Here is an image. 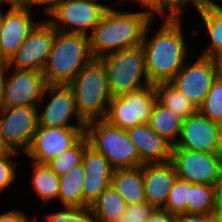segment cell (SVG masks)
<instances>
[{
    "label": "cell",
    "mask_w": 222,
    "mask_h": 222,
    "mask_svg": "<svg viewBox=\"0 0 222 222\" xmlns=\"http://www.w3.org/2000/svg\"><path fill=\"white\" fill-rule=\"evenodd\" d=\"M216 214H222V171L213 183Z\"/></svg>",
    "instance_id": "40"
},
{
    "label": "cell",
    "mask_w": 222,
    "mask_h": 222,
    "mask_svg": "<svg viewBox=\"0 0 222 222\" xmlns=\"http://www.w3.org/2000/svg\"><path fill=\"white\" fill-rule=\"evenodd\" d=\"M214 222H222V218L219 216Z\"/></svg>",
    "instance_id": "51"
},
{
    "label": "cell",
    "mask_w": 222,
    "mask_h": 222,
    "mask_svg": "<svg viewBox=\"0 0 222 222\" xmlns=\"http://www.w3.org/2000/svg\"><path fill=\"white\" fill-rule=\"evenodd\" d=\"M99 59L104 64L107 84L112 97L151 85L141 45L112 52Z\"/></svg>",
    "instance_id": "6"
},
{
    "label": "cell",
    "mask_w": 222,
    "mask_h": 222,
    "mask_svg": "<svg viewBox=\"0 0 222 222\" xmlns=\"http://www.w3.org/2000/svg\"><path fill=\"white\" fill-rule=\"evenodd\" d=\"M157 102L172 110L182 120L192 116L198 109L170 82L154 84Z\"/></svg>",
    "instance_id": "24"
},
{
    "label": "cell",
    "mask_w": 222,
    "mask_h": 222,
    "mask_svg": "<svg viewBox=\"0 0 222 222\" xmlns=\"http://www.w3.org/2000/svg\"><path fill=\"white\" fill-rule=\"evenodd\" d=\"M173 147L191 151L219 152L218 123L211 121L197 110L192 116L183 120L179 140Z\"/></svg>",
    "instance_id": "16"
},
{
    "label": "cell",
    "mask_w": 222,
    "mask_h": 222,
    "mask_svg": "<svg viewBox=\"0 0 222 222\" xmlns=\"http://www.w3.org/2000/svg\"><path fill=\"white\" fill-rule=\"evenodd\" d=\"M84 135L89 147L104 155L114 170L142 165L137 148L129 139L126 130L111 124L106 119L87 122Z\"/></svg>",
    "instance_id": "5"
},
{
    "label": "cell",
    "mask_w": 222,
    "mask_h": 222,
    "mask_svg": "<svg viewBox=\"0 0 222 222\" xmlns=\"http://www.w3.org/2000/svg\"><path fill=\"white\" fill-rule=\"evenodd\" d=\"M171 162L179 178L194 184L213 185L222 171L220 152L191 151L173 147Z\"/></svg>",
    "instance_id": "9"
},
{
    "label": "cell",
    "mask_w": 222,
    "mask_h": 222,
    "mask_svg": "<svg viewBox=\"0 0 222 222\" xmlns=\"http://www.w3.org/2000/svg\"><path fill=\"white\" fill-rule=\"evenodd\" d=\"M85 127L37 126L33 141L24 153L32 162L46 164L74 146L83 136Z\"/></svg>",
    "instance_id": "13"
},
{
    "label": "cell",
    "mask_w": 222,
    "mask_h": 222,
    "mask_svg": "<svg viewBox=\"0 0 222 222\" xmlns=\"http://www.w3.org/2000/svg\"><path fill=\"white\" fill-rule=\"evenodd\" d=\"M155 207L149 204L147 201L127 205L124 215H128L129 218L134 219H147L154 211Z\"/></svg>",
    "instance_id": "35"
},
{
    "label": "cell",
    "mask_w": 222,
    "mask_h": 222,
    "mask_svg": "<svg viewBox=\"0 0 222 222\" xmlns=\"http://www.w3.org/2000/svg\"><path fill=\"white\" fill-rule=\"evenodd\" d=\"M82 164L71 168L59 176V193L57 200L63 207H82V186L84 181Z\"/></svg>",
    "instance_id": "25"
},
{
    "label": "cell",
    "mask_w": 222,
    "mask_h": 222,
    "mask_svg": "<svg viewBox=\"0 0 222 222\" xmlns=\"http://www.w3.org/2000/svg\"><path fill=\"white\" fill-rule=\"evenodd\" d=\"M197 11L210 38L209 46H206L203 52L199 54L205 57H211L222 51V16L212 7L202 8Z\"/></svg>",
    "instance_id": "27"
},
{
    "label": "cell",
    "mask_w": 222,
    "mask_h": 222,
    "mask_svg": "<svg viewBox=\"0 0 222 222\" xmlns=\"http://www.w3.org/2000/svg\"><path fill=\"white\" fill-rule=\"evenodd\" d=\"M186 213H216L213 185L190 183Z\"/></svg>",
    "instance_id": "28"
},
{
    "label": "cell",
    "mask_w": 222,
    "mask_h": 222,
    "mask_svg": "<svg viewBox=\"0 0 222 222\" xmlns=\"http://www.w3.org/2000/svg\"><path fill=\"white\" fill-rule=\"evenodd\" d=\"M37 111V107L27 106L0 111V136L10 150L21 154L28 150L38 126Z\"/></svg>",
    "instance_id": "12"
},
{
    "label": "cell",
    "mask_w": 222,
    "mask_h": 222,
    "mask_svg": "<svg viewBox=\"0 0 222 222\" xmlns=\"http://www.w3.org/2000/svg\"><path fill=\"white\" fill-rule=\"evenodd\" d=\"M192 62L185 63L170 83L198 109L217 77L210 57L198 55Z\"/></svg>",
    "instance_id": "15"
},
{
    "label": "cell",
    "mask_w": 222,
    "mask_h": 222,
    "mask_svg": "<svg viewBox=\"0 0 222 222\" xmlns=\"http://www.w3.org/2000/svg\"><path fill=\"white\" fill-rule=\"evenodd\" d=\"M182 122L176 113L156 101L148 125L175 146L180 137Z\"/></svg>",
    "instance_id": "23"
},
{
    "label": "cell",
    "mask_w": 222,
    "mask_h": 222,
    "mask_svg": "<svg viewBox=\"0 0 222 222\" xmlns=\"http://www.w3.org/2000/svg\"><path fill=\"white\" fill-rule=\"evenodd\" d=\"M141 168L146 201L162 208L178 178L172 162L142 164Z\"/></svg>",
    "instance_id": "20"
},
{
    "label": "cell",
    "mask_w": 222,
    "mask_h": 222,
    "mask_svg": "<svg viewBox=\"0 0 222 222\" xmlns=\"http://www.w3.org/2000/svg\"><path fill=\"white\" fill-rule=\"evenodd\" d=\"M188 0H157V16L184 15ZM168 12V13H167Z\"/></svg>",
    "instance_id": "34"
},
{
    "label": "cell",
    "mask_w": 222,
    "mask_h": 222,
    "mask_svg": "<svg viewBox=\"0 0 222 222\" xmlns=\"http://www.w3.org/2000/svg\"><path fill=\"white\" fill-rule=\"evenodd\" d=\"M67 86L73 94L76 111L85 123L105 119L112 96L99 58H92Z\"/></svg>",
    "instance_id": "3"
},
{
    "label": "cell",
    "mask_w": 222,
    "mask_h": 222,
    "mask_svg": "<svg viewBox=\"0 0 222 222\" xmlns=\"http://www.w3.org/2000/svg\"><path fill=\"white\" fill-rule=\"evenodd\" d=\"M219 125V137H220V154L222 155V122L218 123Z\"/></svg>",
    "instance_id": "50"
},
{
    "label": "cell",
    "mask_w": 222,
    "mask_h": 222,
    "mask_svg": "<svg viewBox=\"0 0 222 222\" xmlns=\"http://www.w3.org/2000/svg\"><path fill=\"white\" fill-rule=\"evenodd\" d=\"M4 14V10L2 9V7H0V36L3 27Z\"/></svg>",
    "instance_id": "49"
},
{
    "label": "cell",
    "mask_w": 222,
    "mask_h": 222,
    "mask_svg": "<svg viewBox=\"0 0 222 222\" xmlns=\"http://www.w3.org/2000/svg\"><path fill=\"white\" fill-rule=\"evenodd\" d=\"M92 58L89 36L56 30L42 74L47 84L68 85Z\"/></svg>",
    "instance_id": "4"
},
{
    "label": "cell",
    "mask_w": 222,
    "mask_h": 222,
    "mask_svg": "<svg viewBox=\"0 0 222 222\" xmlns=\"http://www.w3.org/2000/svg\"><path fill=\"white\" fill-rule=\"evenodd\" d=\"M7 75L9 76L6 78L3 95L4 107H37L48 85L42 72L7 67Z\"/></svg>",
    "instance_id": "14"
},
{
    "label": "cell",
    "mask_w": 222,
    "mask_h": 222,
    "mask_svg": "<svg viewBox=\"0 0 222 222\" xmlns=\"http://www.w3.org/2000/svg\"><path fill=\"white\" fill-rule=\"evenodd\" d=\"M113 222H145V219H134V218H129L128 215H123L122 217H119L117 220Z\"/></svg>",
    "instance_id": "46"
},
{
    "label": "cell",
    "mask_w": 222,
    "mask_h": 222,
    "mask_svg": "<svg viewBox=\"0 0 222 222\" xmlns=\"http://www.w3.org/2000/svg\"><path fill=\"white\" fill-rule=\"evenodd\" d=\"M136 1V3H139L142 7L147 8L151 10L156 16H157V0H131Z\"/></svg>",
    "instance_id": "44"
},
{
    "label": "cell",
    "mask_w": 222,
    "mask_h": 222,
    "mask_svg": "<svg viewBox=\"0 0 222 222\" xmlns=\"http://www.w3.org/2000/svg\"><path fill=\"white\" fill-rule=\"evenodd\" d=\"M210 58L214 64L216 77L222 79V51L212 55Z\"/></svg>",
    "instance_id": "42"
},
{
    "label": "cell",
    "mask_w": 222,
    "mask_h": 222,
    "mask_svg": "<svg viewBox=\"0 0 222 222\" xmlns=\"http://www.w3.org/2000/svg\"><path fill=\"white\" fill-rule=\"evenodd\" d=\"M6 77H7V64L6 62H0V111L4 108L3 95H4Z\"/></svg>",
    "instance_id": "41"
},
{
    "label": "cell",
    "mask_w": 222,
    "mask_h": 222,
    "mask_svg": "<svg viewBox=\"0 0 222 222\" xmlns=\"http://www.w3.org/2000/svg\"><path fill=\"white\" fill-rule=\"evenodd\" d=\"M32 14L35 16L22 7L8 8L5 12L0 36V62H7L39 23L34 22Z\"/></svg>",
    "instance_id": "17"
},
{
    "label": "cell",
    "mask_w": 222,
    "mask_h": 222,
    "mask_svg": "<svg viewBox=\"0 0 222 222\" xmlns=\"http://www.w3.org/2000/svg\"><path fill=\"white\" fill-rule=\"evenodd\" d=\"M157 16L149 9L126 12L109 7L89 35L93 58L140 46L146 27Z\"/></svg>",
    "instance_id": "2"
},
{
    "label": "cell",
    "mask_w": 222,
    "mask_h": 222,
    "mask_svg": "<svg viewBox=\"0 0 222 222\" xmlns=\"http://www.w3.org/2000/svg\"><path fill=\"white\" fill-rule=\"evenodd\" d=\"M126 133L135 144L142 164L171 161L173 145L153 130L148 123L126 129Z\"/></svg>",
    "instance_id": "19"
},
{
    "label": "cell",
    "mask_w": 222,
    "mask_h": 222,
    "mask_svg": "<svg viewBox=\"0 0 222 222\" xmlns=\"http://www.w3.org/2000/svg\"><path fill=\"white\" fill-rule=\"evenodd\" d=\"M32 165V177L30 179L31 187L42 199V205H48L50 201L57 200L59 193V176H57L47 164L36 162Z\"/></svg>",
    "instance_id": "26"
},
{
    "label": "cell",
    "mask_w": 222,
    "mask_h": 222,
    "mask_svg": "<svg viewBox=\"0 0 222 222\" xmlns=\"http://www.w3.org/2000/svg\"><path fill=\"white\" fill-rule=\"evenodd\" d=\"M198 111L211 121L222 122V79L214 80Z\"/></svg>",
    "instance_id": "30"
},
{
    "label": "cell",
    "mask_w": 222,
    "mask_h": 222,
    "mask_svg": "<svg viewBox=\"0 0 222 222\" xmlns=\"http://www.w3.org/2000/svg\"><path fill=\"white\" fill-rule=\"evenodd\" d=\"M145 222H175V216L163 208H155Z\"/></svg>",
    "instance_id": "39"
},
{
    "label": "cell",
    "mask_w": 222,
    "mask_h": 222,
    "mask_svg": "<svg viewBox=\"0 0 222 222\" xmlns=\"http://www.w3.org/2000/svg\"><path fill=\"white\" fill-rule=\"evenodd\" d=\"M214 4H216V0H188L187 8L191 5L194 6L193 8H196V10H199L212 7Z\"/></svg>",
    "instance_id": "43"
},
{
    "label": "cell",
    "mask_w": 222,
    "mask_h": 222,
    "mask_svg": "<svg viewBox=\"0 0 222 222\" xmlns=\"http://www.w3.org/2000/svg\"><path fill=\"white\" fill-rule=\"evenodd\" d=\"M45 222H95V218L89 206L66 207L61 211L44 214Z\"/></svg>",
    "instance_id": "32"
},
{
    "label": "cell",
    "mask_w": 222,
    "mask_h": 222,
    "mask_svg": "<svg viewBox=\"0 0 222 222\" xmlns=\"http://www.w3.org/2000/svg\"><path fill=\"white\" fill-rule=\"evenodd\" d=\"M82 166L85 174L82 186V207H87L106 187L111 185L114 169L104 155L89 146L85 149Z\"/></svg>",
    "instance_id": "18"
},
{
    "label": "cell",
    "mask_w": 222,
    "mask_h": 222,
    "mask_svg": "<svg viewBox=\"0 0 222 222\" xmlns=\"http://www.w3.org/2000/svg\"><path fill=\"white\" fill-rule=\"evenodd\" d=\"M5 3L9 4L8 8H18L21 6V0H0V7L4 6Z\"/></svg>",
    "instance_id": "45"
},
{
    "label": "cell",
    "mask_w": 222,
    "mask_h": 222,
    "mask_svg": "<svg viewBox=\"0 0 222 222\" xmlns=\"http://www.w3.org/2000/svg\"><path fill=\"white\" fill-rule=\"evenodd\" d=\"M95 222H113L124 215L127 204L110 185L89 206Z\"/></svg>",
    "instance_id": "22"
},
{
    "label": "cell",
    "mask_w": 222,
    "mask_h": 222,
    "mask_svg": "<svg viewBox=\"0 0 222 222\" xmlns=\"http://www.w3.org/2000/svg\"><path fill=\"white\" fill-rule=\"evenodd\" d=\"M19 152L11 150L8 154L0 157V192L10 188L16 177V164H14L16 157L19 156Z\"/></svg>",
    "instance_id": "33"
},
{
    "label": "cell",
    "mask_w": 222,
    "mask_h": 222,
    "mask_svg": "<svg viewBox=\"0 0 222 222\" xmlns=\"http://www.w3.org/2000/svg\"><path fill=\"white\" fill-rule=\"evenodd\" d=\"M89 146L84 135L74 146L64 151L59 156L52 158L46 164L57 175L67 173L71 168L82 164L85 149Z\"/></svg>",
    "instance_id": "29"
},
{
    "label": "cell",
    "mask_w": 222,
    "mask_h": 222,
    "mask_svg": "<svg viewBox=\"0 0 222 222\" xmlns=\"http://www.w3.org/2000/svg\"><path fill=\"white\" fill-rule=\"evenodd\" d=\"M46 95H50L48 96L50 98L43 107ZM37 110L38 126L59 128L86 126L76 111L73 94L67 85L48 84ZM72 121L76 122L75 125L71 124Z\"/></svg>",
    "instance_id": "11"
},
{
    "label": "cell",
    "mask_w": 222,
    "mask_h": 222,
    "mask_svg": "<svg viewBox=\"0 0 222 222\" xmlns=\"http://www.w3.org/2000/svg\"><path fill=\"white\" fill-rule=\"evenodd\" d=\"M111 185L127 205L146 201L141 166L115 169L112 174Z\"/></svg>",
    "instance_id": "21"
},
{
    "label": "cell",
    "mask_w": 222,
    "mask_h": 222,
    "mask_svg": "<svg viewBox=\"0 0 222 222\" xmlns=\"http://www.w3.org/2000/svg\"><path fill=\"white\" fill-rule=\"evenodd\" d=\"M37 219V216L35 219H29L26 213L20 209L9 210L0 214V222H36Z\"/></svg>",
    "instance_id": "38"
},
{
    "label": "cell",
    "mask_w": 222,
    "mask_h": 222,
    "mask_svg": "<svg viewBox=\"0 0 222 222\" xmlns=\"http://www.w3.org/2000/svg\"><path fill=\"white\" fill-rule=\"evenodd\" d=\"M219 216L216 213H181L175 216V222H214Z\"/></svg>",
    "instance_id": "37"
},
{
    "label": "cell",
    "mask_w": 222,
    "mask_h": 222,
    "mask_svg": "<svg viewBox=\"0 0 222 222\" xmlns=\"http://www.w3.org/2000/svg\"><path fill=\"white\" fill-rule=\"evenodd\" d=\"M11 150L9 147L4 143L3 139L0 136V157L8 154Z\"/></svg>",
    "instance_id": "47"
},
{
    "label": "cell",
    "mask_w": 222,
    "mask_h": 222,
    "mask_svg": "<svg viewBox=\"0 0 222 222\" xmlns=\"http://www.w3.org/2000/svg\"><path fill=\"white\" fill-rule=\"evenodd\" d=\"M63 0H21V6L22 8H25L27 10H29L30 12H32V9H30L32 6L35 5H46V6H42L43 7V12L46 16H50L59 6V4L62 2Z\"/></svg>",
    "instance_id": "36"
},
{
    "label": "cell",
    "mask_w": 222,
    "mask_h": 222,
    "mask_svg": "<svg viewBox=\"0 0 222 222\" xmlns=\"http://www.w3.org/2000/svg\"><path fill=\"white\" fill-rule=\"evenodd\" d=\"M156 101L154 84L114 96L105 119L123 130L148 123Z\"/></svg>",
    "instance_id": "7"
},
{
    "label": "cell",
    "mask_w": 222,
    "mask_h": 222,
    "mask_svg": "<svg viewBox=\"0 0 222 222\" xmlns=\"http://www.w3.org/2000/svg\"><path fill=\"white\" fill-rule=\"evenodd\" d=\"M212 8H213L220 16H222V2H221V4H220V3L218 4V2H216V4H214V5L212 6Z\"/></svg>",
    "instance_id": "48"
},
{
    "label": "cell",
    "mask_w": 222,
    "mask_h": 222,
    "mask_svg": "<svg viewBox=\"0 0 222 222\" xmlns=\"http://www.w3.org/2000/svg\"><path fill=\"white\" fill-rule=\"evenodd\" d=\"M109 7L99 0H63L47 21L58 31L89 36Z\"/></svg>",
    "instance_id": "8"
},
{
    "label": "cell",
    "mask_w": 222,
    "mask_h": 222,
    "mask_svg": "<svg viewBox=\"0 0 222 222\" xmlns=\"http://www.w3.org/2000/svg\"><path fill=\"white\" fill-rule=\"evenodd\" d=\"M55 33L56 29L46 19L41 20L6 62L7 67L42 72L48 61Z\"/></svg>",
    "instance_id": "10"
},
{
    "label": "cell",
    "mask_w": 222,
    "mask_h": 222,
    "mask_svg": "<svg viewBox=\"0 0 222 222\" xmlns=\"http://www.w3.org/2000/svg\"><path fill=\"white\" fill-rule=\"evenodd\" d=\"M164 21L149 37L155 18L146 27L141 46L150 84L170 82L188 58V45L182 29V15L161 16ZM151 27V28H150Z\"/></svg>",
    "instance_id": "1"
},
{
    "label": "cell",
    "mask_w": 222,
    "mask_h": 222,
    "mask_svg": "<svg viewBox=\"0 0 222 222\" xmlns=\"http://www.w3.org/2000/svg\"><path fill=\"white\" fill-rule=\"evenodd\" d=\"M189 188L190 182L178 177L174 186L169 192L166 204L162 208L174 216L181 213H186Z\"/></svg>",
    "instance_id": "31"
}]
</instances>
